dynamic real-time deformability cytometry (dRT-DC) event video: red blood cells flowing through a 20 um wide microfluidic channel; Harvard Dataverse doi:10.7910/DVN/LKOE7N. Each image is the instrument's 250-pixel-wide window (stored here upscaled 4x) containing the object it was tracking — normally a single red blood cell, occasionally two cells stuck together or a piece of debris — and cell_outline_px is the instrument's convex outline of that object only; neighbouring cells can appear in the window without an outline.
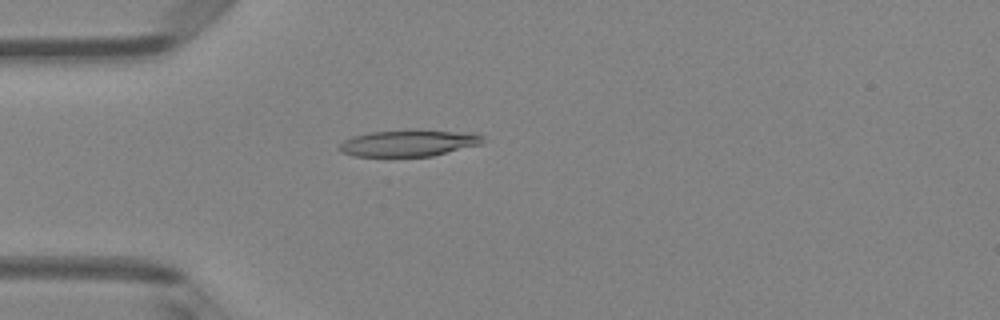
{"species": "Egyptian fruit bat (a non-hibernating species)", "species_latin": "Rousettus aegyptiacus", "temperature_condition": "room temperature", "stored_images_in_passage": 3, "camera_frame_rate_fps": 3000, "um_per_image_px": 0.085, "animal": {"sex": "female"}, "frame": {"image": 1, "passage_image": 3, "time_ms": 2.333, "image_size_px": [1000, 320], "cell_outline_px": [[484, 140], [480, 144], [432, 156], [352, 156], [340, 152], [336, 148], [344, 140], [352, 136], [372, 132], [416, 128], [476, 132], [484, 136]], "centroid_in_image_um": [34.76, 12.13], "position_along_channel_um": 50.2, "area_um2": 22.89}}